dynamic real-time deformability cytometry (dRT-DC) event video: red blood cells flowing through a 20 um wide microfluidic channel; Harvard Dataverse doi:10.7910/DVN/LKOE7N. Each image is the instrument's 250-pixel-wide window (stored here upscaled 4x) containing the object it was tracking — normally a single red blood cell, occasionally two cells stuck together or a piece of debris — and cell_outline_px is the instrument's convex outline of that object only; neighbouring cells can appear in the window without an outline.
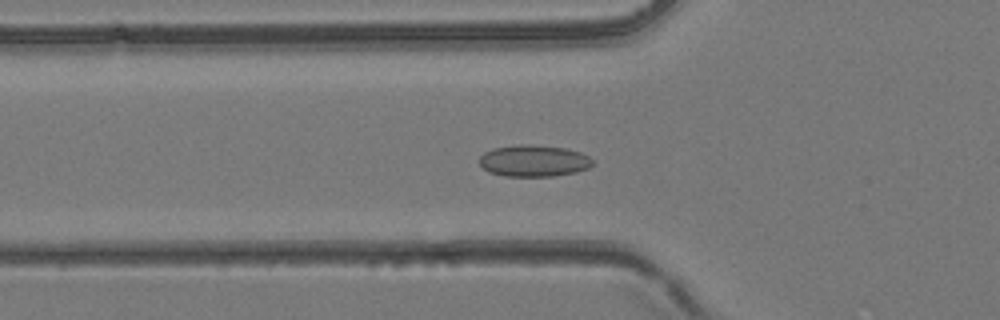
{"species": "common noctule bat (a hibernating species)", "species_latin": "Nyctalus noctula", "temperature_condition": "room temperature", "stored_images_in_passage": 45, "camera_frame_rate_fps": 3000, "um_per_image_px": 0.085, "animal": {"sex": "female", "body_mass_g": 24.6, "forearm_length_mm": 56.2}, "frame": {"image": 1, "passage_image": 16, "time_ms": 5.0, "image_size_px": [1000, 320], "cell_outline_px": [[592, 164], [588, 168], [576, 172], [552, 176], [504, 176], [488, 172], [480, 164], [480, 156], [484, 152], [492, 148], [520, 144], [528, 144], [564, 148], [580, 152], [588, 156], [592, 160]], "centroid_in_image_um": [45.34, 13.67], "position_along_channel_um": 80.5, "area_um2": 20.81}}
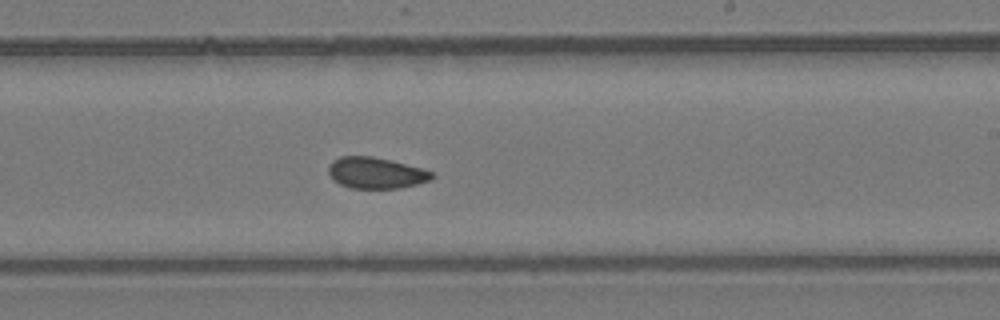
{"frame": {"image": 2, "passage_image": 27, "time_ms": 8.667, "image_size_px": [1000, 320], "cell_outline_px": [[436, 176], [432, 180], [400, 188], [352, 188], [340, 184], [332, 180], [328, 172], [328, 168], [332, 160], [340, 156], [372, 156], [392, 160], [420, 168], [432, 172]], "centroid_in_image_um": [31.94, 14.69], "position_along_channel_um": 257.1, "area_um2": 18.9}}
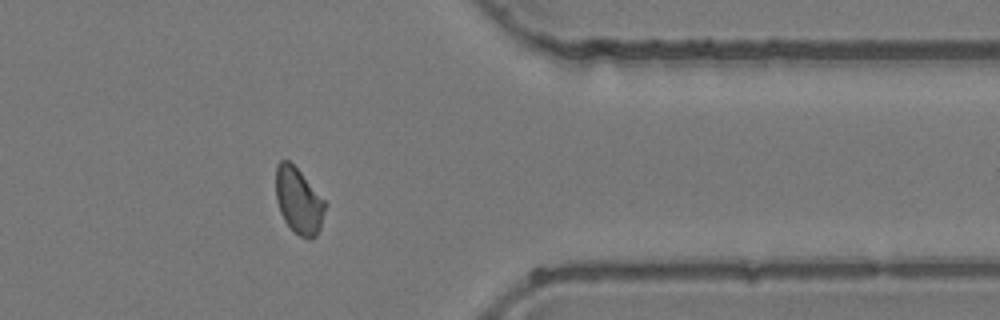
{"frame": {"image": 3, "passage_image": 36, "time_ms": 11.667, "image_size_px": [1000, 320], "cell_outline_px": [[328, 204], [320, 228], [316, 236], [312, 240], [308, 240], [300, 236], [284, 220], [280, 212], [276, 200], [276, 164], [280, 160], [288, 160], [300, 172]], "centroid_in_image_um": [25.4, 17.09], "position_along_channel_um": 386.0, "area_um2": 18.96}}